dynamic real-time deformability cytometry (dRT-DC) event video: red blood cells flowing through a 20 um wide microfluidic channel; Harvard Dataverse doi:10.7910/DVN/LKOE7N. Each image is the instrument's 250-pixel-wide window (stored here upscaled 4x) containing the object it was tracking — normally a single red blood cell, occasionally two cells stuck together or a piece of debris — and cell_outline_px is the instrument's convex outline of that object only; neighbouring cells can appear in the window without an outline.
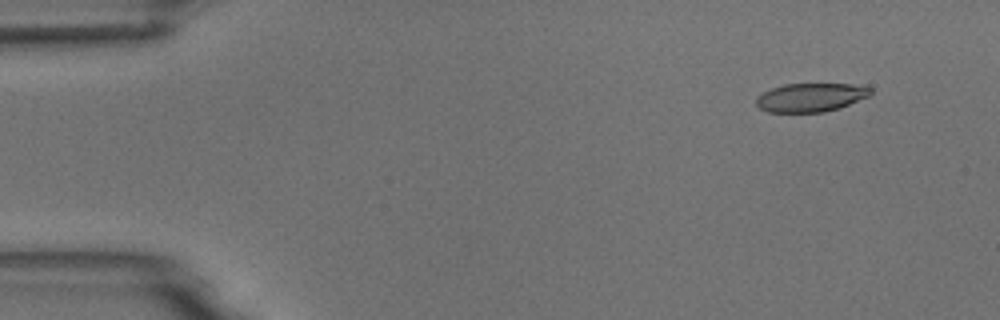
{"species": "common noctule bat (a hibernating species)", "species_latin": "Nyctalus noctula", "temperature_condition": "room temperature", "stored_images_in_passage": 5, "camera_frame_rate_fps": 3000, "um_per_image_px": 0.085, "animal": {"sex": "male", "body_mass_g": 18.8}, "frame": {"image": 1, "passage_image": 1, "time_ms": 0.0, "image_size_px": [1000, 320], "cell_outline_px": [[872, 92], [868, 96], [840, 108], [824, 112], [768, 112], [760, 108], [756, 104], [756, 96], [772, 88], [784, 84], [864, 84], [872, 88]], "centroid_in_image_um": [68.94, 8.27], "position_along_channel_um": 16.1, "area_um2": 19.19}}
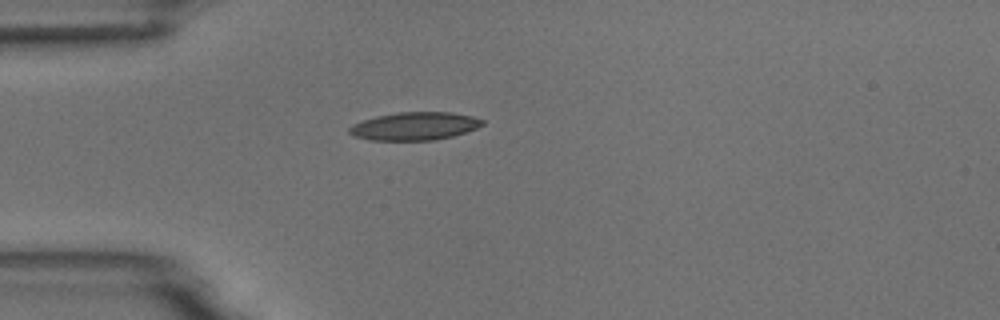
{"frame": {"image": 2, "passage_image": 4, "time_ms": 3.333, "image_size_px": [1000, 320], "cell_outline_px": [[484, 124], [476, 128], [452, 136], [436, 140], [368, 140], [352, 136], [348, 132], [348, 128], [352, 124], [376, 116], [396, 112], [452, 112], [472, 116], [484, 120]], "centroid_in_image_um": [35.21, 10.72], "position_along_channel_um": 49.8, "area_um2": 21.79}}